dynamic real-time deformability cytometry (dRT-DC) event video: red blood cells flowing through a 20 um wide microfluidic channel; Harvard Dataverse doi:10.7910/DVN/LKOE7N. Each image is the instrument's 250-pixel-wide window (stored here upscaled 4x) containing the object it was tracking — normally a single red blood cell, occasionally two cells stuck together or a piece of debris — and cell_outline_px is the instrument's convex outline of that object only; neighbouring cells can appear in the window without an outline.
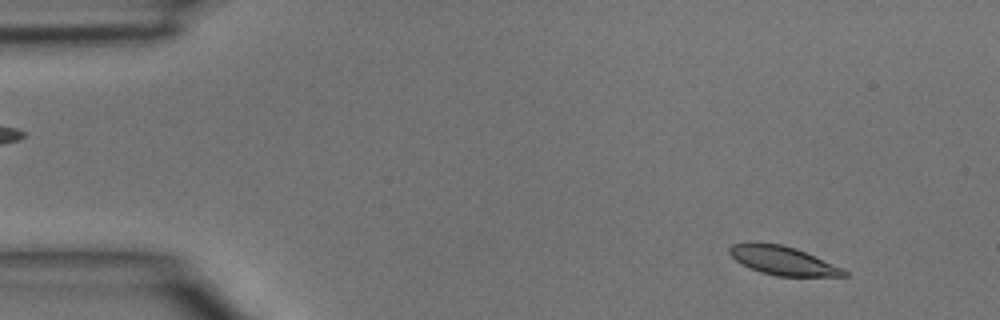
{"species": "common noctule bat (a hibernating species)", "species_latin": "Nyctalus noctula", "temperature_condition": "room temperature", "stored_images_in_passage": 3, "camera_frame_rate_fps": 3000, "um_per_image_px": 0.085, "animal": {"sex": "male", "body_mass_g": 15.6}, "frame": {"image": 1, "passage_image": 1, "time_ms": 0.0, "image_size_px": [1000, 320], "cell_outline_px": [[848, 276], [776, 276], [760, 272], [736, 260], [728, 252], [728, 248], [732, 244], [780, 244], [796, 248], [844, 268], [848, 272]], "centroid_in_image_um": [66.62, 22.17], "position_along_channel_um": 18.4, "area_um2": 18.73}}